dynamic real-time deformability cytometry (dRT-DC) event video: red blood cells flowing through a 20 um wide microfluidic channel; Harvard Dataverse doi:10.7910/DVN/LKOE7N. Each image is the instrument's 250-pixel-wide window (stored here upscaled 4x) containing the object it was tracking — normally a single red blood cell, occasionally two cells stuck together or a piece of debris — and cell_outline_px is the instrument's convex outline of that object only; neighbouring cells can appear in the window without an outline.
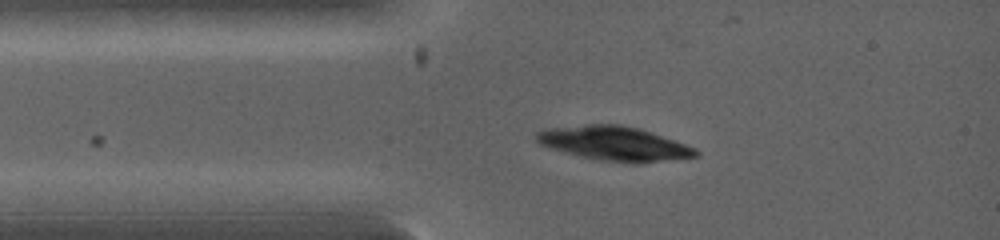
{"species": "common noctule bat (a hibernating species)", "species_latin": "Nyctalus noctula", "temperature_condition": "warm", "stored_images_in_passage": 1, "camera_frame_rate_fps": 5000, "um_per_image_px": 0.085, "animal": {"sex": "female", "body_mass_g": 19.0, "forearm_length_mm": 53.3}, "frame": {"image": 1, "passage_image": 1, "time_ms": 0.0, "image_size_px": [1000, 240], "cell_outline_px": [[700, 156], [640, 164], [636, 164], [600, 160], [580, 156], [552, 148], [540, 144], [536, 140], [536, 132], [544, 128], [584, 124], [620, 124], [652, 132], [696, 148], [700, 152]], "centroid_in_image_um": [52.24, 12.2], "position_along_channel_um": 32.8, "area_um2": 31.96}}